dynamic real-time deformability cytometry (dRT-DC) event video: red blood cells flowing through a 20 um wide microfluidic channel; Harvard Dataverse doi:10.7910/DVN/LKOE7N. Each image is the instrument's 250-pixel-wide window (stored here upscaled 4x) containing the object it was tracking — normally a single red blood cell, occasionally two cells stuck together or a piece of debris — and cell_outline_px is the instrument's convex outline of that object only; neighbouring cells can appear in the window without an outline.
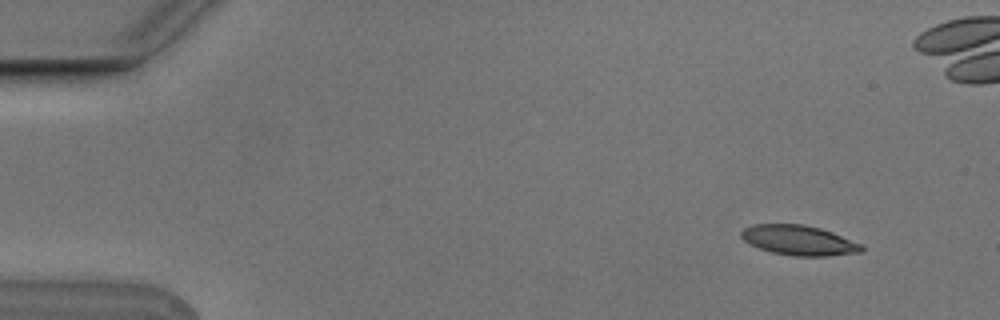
{"species": "Egyptian fruit bat (a non-hibernating species)", "species_latin": "Rousettus aegyptiacus", "temperature_condition": "cold", "stored_images_in_passage": 6, "camera_frame_rate_fps": 3000, "um_per_image_px": 0.085, "animal": {"sex": "male"}, "frame": {"image": 1, "passage_image": 2, "time_ms": 0.333, "image_size_px": [1000, 320], "cell_outline_px": [[864, 248], [860, 252], [828, 256], [792, 256], [772, 252], [760, 248], [744, 240], [740, 236], [740, 232], [744, 228], [752, 224], [804, 224], [820, 228], [832, 232], [860, 244]], "centroid_in_image_um": [67.88, 20.42], "position_along_channel_um": 17.1, "area_um2": 20.81}}